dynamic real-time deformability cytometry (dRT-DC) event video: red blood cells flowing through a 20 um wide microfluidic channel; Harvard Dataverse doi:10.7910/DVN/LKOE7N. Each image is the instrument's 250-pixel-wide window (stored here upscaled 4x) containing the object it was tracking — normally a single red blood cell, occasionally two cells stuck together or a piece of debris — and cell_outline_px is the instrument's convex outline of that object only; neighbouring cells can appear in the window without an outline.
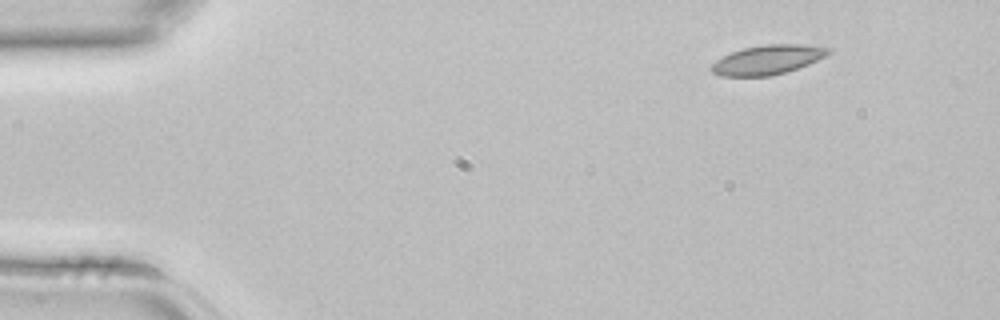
{"species": "common noctule bat (a hibernating species)", "species_latin": "Nyctalus noctula", "temperature_condition": "room temperature", "stored_images_in_passage": 3, "camera_frame_rate_fps": 3000, "um_per_image_px": 0.085, "animal": {"sex": "female", "body_mass_g": 22.7, "forearm_length_mm": 54.2}, "frame": {"image": 1, "passage_image": 1, "time_ms": 0.0, "image_size_px": [1000, 320], "cell_outline_px": [[832, 52], [808, 64], [784, 72], [768, 76], [720, 76], [712, 72], [708, 68], [716, 60], [732, 52], [744, 48], [764, 44], [800, 44], [832, 48]], "centroid_in_image_um": [65.22, 5.07], "position_along_channel_um": 19.8, "area_um2": 19.83}}